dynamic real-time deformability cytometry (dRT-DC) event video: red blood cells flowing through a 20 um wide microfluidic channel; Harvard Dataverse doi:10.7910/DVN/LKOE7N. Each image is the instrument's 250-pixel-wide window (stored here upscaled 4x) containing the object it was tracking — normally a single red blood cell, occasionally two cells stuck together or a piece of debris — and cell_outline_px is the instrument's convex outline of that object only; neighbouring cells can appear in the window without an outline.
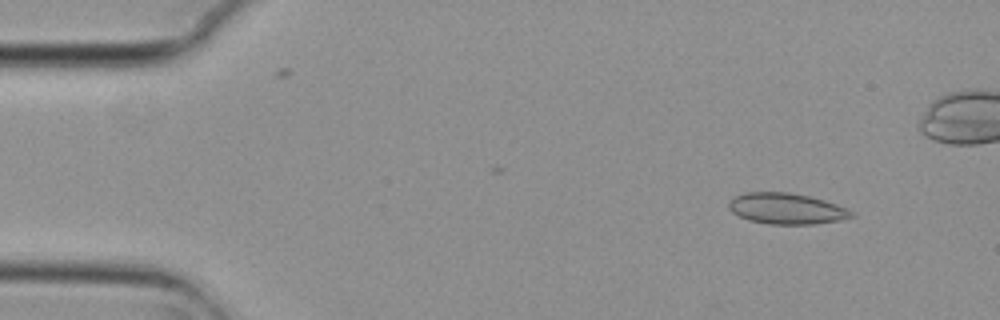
{"species": "common noctule bat (a hibernating species)", "species_latin": "Nyctalus noctula", "temperature_condition": "cold", "stored_images_in_passage": 7, "camera_frame_rate_fps": 3000, "um_per_image_px": 0.085, "animal": {"sex": "female", "body_mass_g": 29.2, "forearm_length_mm": 56.3}, "frame": {"image": 1, "passage_image": 1, "time_ms": 0.0, "image_size_px": [1000, 320], "cell_outline_px": [[856, 216], [840, 220], [812, 224], [768, 224], [748, 220], [732, 212], [728, 208], [728, 200], [732, 196], [744, 192], [788, 192], [808, 196], [824, 200], [848, 208]], "centroid_in_image_um": [66.81, 17.72], "position_along_channel_um": 18.2, "area_um2": 22.31}}
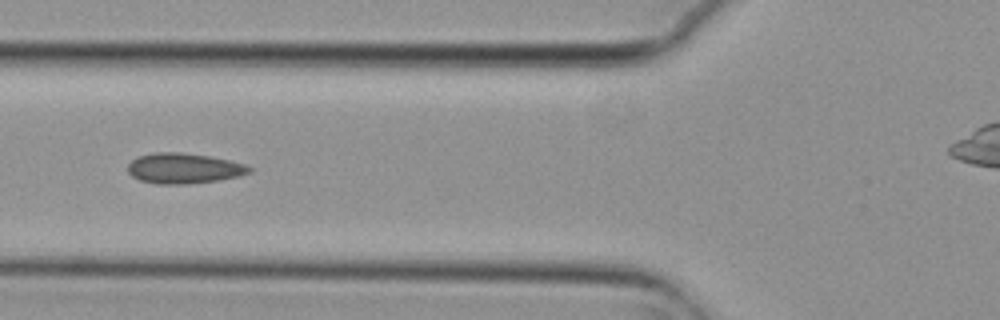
{"frame": {"image": 2, "passage_image": 5, "time_ms": 1.333, "image_size_px": [1000, 320], "cell_outline_px": [[252, 172], [240, 176], [216, 180], [188, 184], [156, 184], [140, 180], [132, 176], [128, 172], [128, 164], [136, 156], [152, 152], [180, 152], [208, 156], [228, 160], [244, 164], [252, 168]], "centroid_in_image_um": [15.59, 14.3], "position_along_channel_um": 110.2, "area_um2": 21.56}}
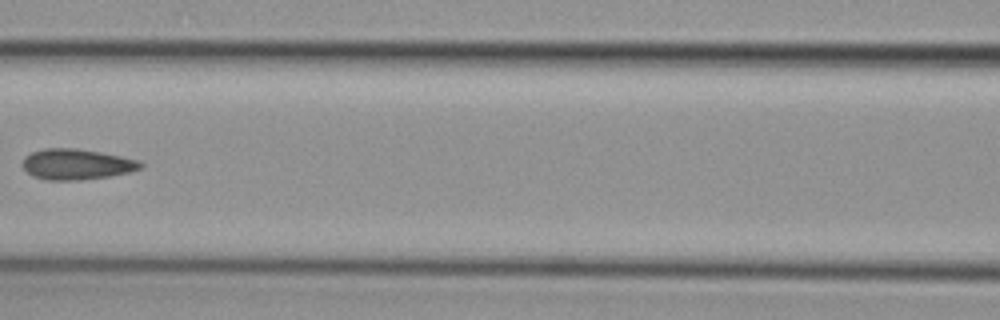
{"frame": {"image": 3, "passage_image": 6, "time_ms": 1.667, "image_size_px": [1000, 320], "cell_outline_px": [[144, 164], [140, 168], [132, 172], [84, 180], [44, 180], [32, 176], [24, 168], [24, 156], [32, 152], [44, 148], [76, 148], [100, 152], [140, 160]], "centroid_in_image_um": [6.53, 13.97], "position_along_channel_um": 160.1, "area_um2": 21.15}}